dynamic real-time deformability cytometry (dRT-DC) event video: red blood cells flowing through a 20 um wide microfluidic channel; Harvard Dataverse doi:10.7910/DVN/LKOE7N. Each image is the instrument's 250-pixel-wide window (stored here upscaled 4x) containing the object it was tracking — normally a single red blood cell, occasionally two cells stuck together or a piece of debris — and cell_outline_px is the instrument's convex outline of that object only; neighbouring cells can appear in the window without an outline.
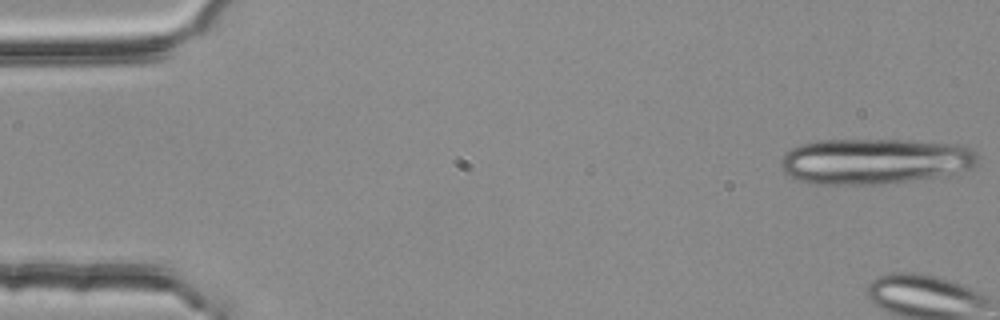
{"species": "common noctule bat (a hibernating species)", "species_latin": "Nyctalus noctula", "temperature_condition": "room temperature", "stored_images_in_passage": 6, "camera_frame_rate_fps": 3000, "um_per_image_px": 0.085, "animal": {"sex": "female", "body_mass_g": 25.1}, "frame": {"image": 1, "passage_image": 1, "time_ms": 0.0, "image_size_px": [1000, 320], "cell_outline_px": [[980, 164], [972, 168], [940, 176], [912, 180], [880, 184], [816, 184], [796, 180], [784, 172], [780, 164], [780, 160], [792, 148], [800, 144], [816, 140], [904, 140], [960, 144], [972, 148], [980, 156]], "centroid_in_image_um": [74.39, 13.69], "position_along_channel_um": 10.6, "area_um2": 52.83}}